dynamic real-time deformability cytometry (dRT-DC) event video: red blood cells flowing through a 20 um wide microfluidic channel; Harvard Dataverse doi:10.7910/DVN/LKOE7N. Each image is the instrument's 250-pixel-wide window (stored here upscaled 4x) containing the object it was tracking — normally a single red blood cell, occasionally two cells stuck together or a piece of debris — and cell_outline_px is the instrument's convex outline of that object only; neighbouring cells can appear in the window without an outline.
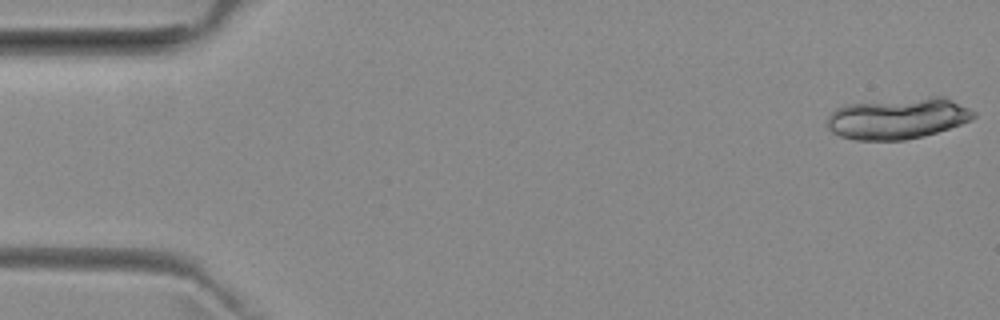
{"species": "common noctule bat (a hibernating species)", "species_latin": "Nyctalus noctula", "temperature_condition": "room temperature", "stored_images_in_passage": 44, "camera_frame_rate_fps": 3000, "um_per_image_px": 0.085, "animal": {"sex": "female", "body_mass_g": 29.2, "forearm_length_mm": 56.3}, "frame": {"image": 1, "passage_image": 1, "time_ms": 0.0, "image_size_px": [1000, 320], "cell_outline_px": [[976, 116], [960, 124], [924, 136], [904, 140], [856, 140], [840, 136], [832, 132], [828, 128], [828, 116], [836, 108], [848, 104], [932, 96], [944, 96], [976, 112]], "centroid_in_image_um": [76.3, 10.06], "position_along_channel_um": 8.7, "area_um2": 34.91}}
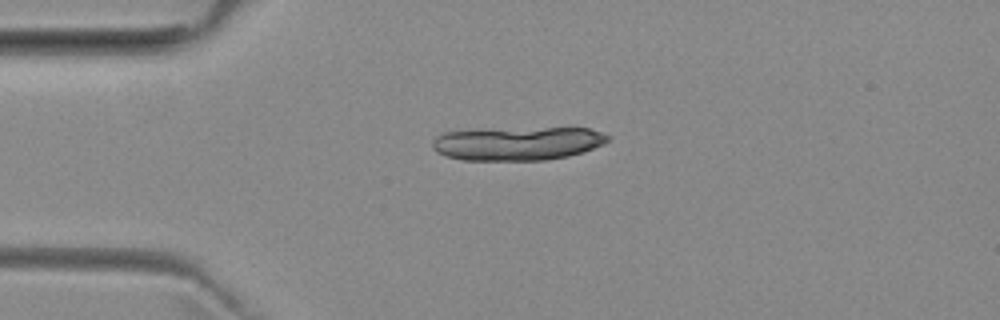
{"frame": {"image": 2, "passage_image": 12, "time_ms": 3.667, "image_size_px": [1000, 320], "cell_outline_px": [[608, 140], [604, 144], [568, 156], [544, 160], [464, 160], [444, 156], [436, 152], [432, 148], [432, 140], [436, 136], [444, 132], [544, 128], [588, 128], [600, 132], [608, 136]], "centroid_in_image_um": [43.96, 12.21], "position_along_channel_um": 41.0, "area_um2": 33.7}}